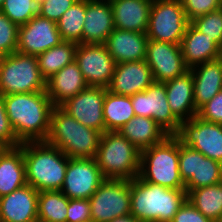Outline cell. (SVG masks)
I'll use <instances>...</instances> for the list:
<instances>
[{
  "label": "cell",
  "mask_w": 222,
  "mask_h": 222,
  "mask_svg": "<svg viewBox=\"0 0 222 222\" xmlns=\"http://www.w3.org/2000/svg\"><path fill=\"white\" fill-rule=\"evenodd\" d=\"M154 82L152 71L146 60L120 62L107 90L118 95L132 96L145 91Z\"/></svg>",
  "instance_id": "obj_18"
},
{
  "label": "cell",
  "mask_w": 222,
  "mask_h": 222,
  "mask_svg": "<svg viewBox=\"0 0 222 222\" xmlns=\"http://www.w3.org/2000/svg\"><path fill=\"white\" fill-rule=\"evenodd\" d=\"M69 198L60 190L41 191L38 196V220L66 222Z\"/></svg>",
  "instance_id": "obj_33"
},
{
  "label": "cell",
  "mask_w": 222,
  "mask_h": 222,
  "mask_svg": "<svg viewBox=\"0 0 222 222\" xmlns=\"http://www.w3.org/2000/svg\"><path fill=\"white\" fill-rule=\"evenodd\" d=\"M110 222H140V221L135 217H133L131 214H129L127 216L114 218Z\"/></svg>",
  "instance_id": "obj_43"
},
{
  "label": "cell",
  "mask_w": 222,
  "mask_h": 222,
  "mask_svg": "<svg viewBox=\"0 0 222 222\" xmlns=\"http://www.w3.org/2000/svg\"><path fill=\"white\" fill-rule=\"evenodd\" d=\"M135 116L131 96L118 95L106 91L103 117L106 131H118Z\"/></svg>",
  "instance_id": "obj_29"
},
{
  "label": "cell",
  "mask_w": 222,
  "mask_h": 222,
  "mask_svg": "<svg viewBox=\"0 0 222 222\" xmlns=\"http://www.w3.org/2000/svg\"><path fill=\"white\" fill-rule=\"evenodd\" d=\"M107 88L88 86L60 107L84 126L105 132L103 104Z\"/></svg>",
  "instance_id": "obj_16"
},
{
  "label": "cell",
  "mask_w": 222,
  "mask_h": 222,
  "mask_svg": "<svg viewBox=\"0 0 222 222\" xmlns=\"http://www.w3.org/2000/svg\"><path fill=\"white\" fill-rule=\"evenodd\" d=\"M105 180L95 158H69L61 192L69 199H89Z\"/></svg>",
  "instance_id": "obj_14"
},
{
  "label": "cell",
  "mask_w": 222,
  "mask_h": 222,
  "mask_svg": "<svg viewBox=\"0 0 222 222\" xmlns=\"http://www.w3.org/2000/svg\"><path fill=\"white\" fill-rule=\"evenodd\" d=\"M148 41L146 33L115 28L105 45L117 64L145 60Z\"/></svg>",
  "instance_id": "obj_21"
},
{
  "label": "cell",
  "mask_w": 222,
  "mask_h": 222,
  "mask_svg": "<svg viewBox=\"0 0 222 222\" xmlns=\"http://www.w3.org/2000/svg\"><path fill=\"white\" fill-rule=\"evenodd\" d=\"M171 222H216L205 217L188 199L180 206Z\"/></svg>",
  "instance_id": "obj_42"
},
{
  "label": "cell",
  "mask_w": 222,
  "mask_h": 222,
  "mask_svg": "<svg viewBox=\"0 0 222 222\" xmlns=\"http://www.w3.org/2000/svg\"><path fill=\"white\" fill-rule=\"evenodd\" d=\"M5 55H3L1 52H0V66L2 64V61H3V58H4Z\"/></svg>",
  "instance_id": "obj_45"
},
{
  "label": "cell",
  "mask_w": 222,
  "mask_h": 222,
  "mask_svg": "<svg viewBox=\"0 0 222 222\" xmlns=\"http://www.w3.org/2000/svg\"><path fill=\"white\" fill-rule=\"evenodd\" d=\"M3 100L20 143L46 140L54 108L46 91L3 95Z\"/></svg>",
  "instance_id": "obj_1"
},
{
  "label": "cell",
  "mask_w": 222,
  "mask_h": 222,
  "mask_svg": "<svg viewBox=\"0 0 222 222\" xmlns=\"http://www.w3.org/2000/svg\"><path fill=\"white\" fill-rule=\"evenodd\" d=\"M88 87L75 60L46 80V93L54 107H60Z\"/></svg>",
  "instance_id": "obj_22"
},
{
  "label": "cell",
  "mask_w": 222,
  "mask_h": 222,
  "mask_svg": "<svg viewBox=\"0 0 222 222\" xmlns=\"http://www.w3.org/2000/svg\"><path fill=\"white\" fill-rule=\"evenodd\" d=\"M39 192L29 184L0 197V222L38 220Z\"/></svg>",
  "instance_id": "obj_19"
},
{
  "label": "cell",
  "mask_w": 222,
  "mask_h": 222,
  "mask_svg": "<svg viewBox=\"0 0 222 222\" xmlns=\"http://www.w3.org/2000/svg\"><path fill=\"white\" fill-rule=\"evenodd\" d=\"M184 63L188 69L207 61L215 60L221 56V47L196 30L191 24L188 25L180 43Z\"/></svg>",
  "instance_id": "obj_25"
},
{
  "label": "cell",
  "mask_w": 222,
  "mask_h": 222,
  "mask_svg": "<svg viewBox=\"0 0 222 222\" xmlns=\"http://www.w3.org/2000/svg\"><path fill=\"white\" fill-rule=\"evenodd\" d=\"M165 87L170 109L180 122L197 115L198 111L194 104L193 77L190 70L165 82Z\"/></svg>",
  "instance_id": "obj_26"
},
{
  "label": "cell",
  "mask_w": 222,
  "mask_h": 222,
  "mask_svg": "<svg viewBox=\"0 0 222 222\" xmlns=\"http://www.w3.org/2000/svg\"><path fill=\"white\" fill-rule=\"evenodd\" d=\"M197 116L208 122L222 124V90L198 110Z\"/></svg>",
  "instance_id": "obj_41"
},
{
  "label": "cell",
  "mask_w": 222,
  "mask_h": 222,
  "mask_svg": "<svg viewBox=\"0 0 222 222\" xmlns=\"http://www.w3.org/2000/svg\"><path fill=\"white\" fill-rule=\"evenodd\" d=\"M23 143L0 155V197L26 185Z\"/></svg>",
  "instance_id": "obj_28"
},
{
  "label": "cell",
  "mask_w": 222,
  "mask_h": 222,
  "mask_svg": "<svg viewBox=\"0 0 222 222\" xmlns=\"http://www.w3.org/2000/svg\"><path fill=\"white\" fill-rule=\"evenodd\" d=\"M187 199L205 217L219 222L222 218V182L188 190Z\"/></svg>",
  "instance_id": "obj_30"
},
{
  "label": "cell",
  "mask_w": 222,
  "mask_h": 222,
  "mask_svg": "<svg viewBox=\"0 0 222 222\" xmlns=\"http://www.w3.org/2000/svg\"><path fill=\"white\" fill-rule=\"evenodd\" d=\"M131 212L140 222H171L187 199L185 189H169L141 180H130Z\"/></svg>",
  "instance_id": "obj_2"
},
{
  "label": "cell",
  "mask_w": 222,
  "mask_h": 222,
  "mask_svg": "<svg viewBox=\"0 0 222 222\" xmlns=\"http://www.w3.org/2000/svg\"><path fill=\"white\" fill-rule=\"evenodd\" d=\"M77 0H43L40 16L57 22Z\"/></svg>",
  "instance_id": "obj_40"
},
{
  "label": "cell",
  "mask_w": 222,
  "mask_h": 222,
  "mask_svg": "<svg viewBox=\"0 0 222 222\" xmlns=\"http://www.w3.org/2000/svg\"><path fill=\"white\" fill-rule=\"evenodd\" d=\"M179 173L187 192L222 182V163L207 158L179 140Z\"/></svg>",
  "instance_id": "obj_10"
},
{
  "label": "cell",
  "mask_w": 222,
  "mask_h": 222,
  "mask_svg": "<svg viewBox=\"0 0 222 222\" xmlns=\"http://www.w3.org/2000/svg\"><path fill=\"white\" fill-rule=\"evenodd\" d=\"M189 24L180 0H153L146 34L150 40L180 45Z\"/></svg>",
  "instance_id": "obj_8"
},
{
  "label": "cell",
  "mask_w": 222,
  "mask_h": 222,
  "mask_svg": "<svg viewBox=\"0 0 222 222\" xmlns=\"http://www.w3.org/2000/svg\"><path fill=\"white\" fill-rule=\"evenodd\" d=\"M140 157L141 151L118 131H106L95 159L105 179L133 180L140 171Z\"/></svg>",
  "instance_id": "obj_6"
},
{
  "label": "cell",
  "mask_w": 222,
  "mask_h": 222,
  "mask_svg": "<svg viewBox=\"0 0 222 222\" xmlns=\"http://www.w3.org/2000/svg\"><path fill=\"white\" fill-rule=\"evenodd\" d=\"M153 0H112L116 29L146 33Z\"/></svg>",
  "instance_id": "obj_24"
},
{
  "label": "cell",
  "mask_w": 222,
  "mask_h": 222,
  "mask_svg": "<svg viewBox=\"0 0 222 222\" xmlns=\"http://www.w3.org/2000/svg\"><path fill=\"white\" fill-rule=\"evenodd\" d=\"M41 11L39 0H4L0 12L7 16L17 26L28 23Z\"/></svg>",
  "instance_id": "obj_34"
},
{
  "label": "cell",
  "mask_w": 222,
  "mask_h": 222,
  "mask_svg": "<svg viewBox=\"0 0 222 222\" xmlns=\"http://www.w3.org/2000/svg\"><path fill=\"white\" fill-rule=\"evenodd\" d=\"M145 60L152 71L154 82L158 83H165L189 70L179 44L149 39Z\"/></svg>",
  "instance_id": "obj_15"
},
{
  "label": "cell",
  "mask_w": 222,
  "mask_h": 222,
  "mask_svg": "<svg viewBox=\"0 0 222 222\" xmlns=\"http://www.w3.org/2000/svg\"><path fill=\"white\" fill-rule=\"evenodd\" d=\"M0 143L7 148H14L21 145L17 140L13 127L8 119L3 95L0 93Z\"/></svg>",
  "instance_id": "obj_38"
},
{
  "label": "cell",
  "mask_w": 222,
  "mask_h": 222,
  "mask_svg": "<svg viewBox=\"0 0 222 222\" xmlns=\"http://www.w3.org/2000/svg\"><path fill=\"white\" fill-rule=\"evenodd\" d=\"M66 222H91L89 199H69Z\"/></svg>",
  "instance_id": "obj_39"
},
{
  "label": "cell",
  "mask_w": 222,
  "mask_h": 222,
  "mask_svg": "<svg viewBox=\"0 0 222 222\" xmlns=\"http://www.w3.org/2000/svg\"><path fill=\"white\" fill-rule=\"evenodd\" d=\"M175 136L185 146L222 163V124L205 121L196 115L181 122Z\"/></svg>",
  "instance_id": "obj_12"
},
{
  "label": "cell",
  "mask_w": 222,
  "mask_h": 222,
  "mask_svg": "<svg viewBox=\"0 0 222 222\" xmlns=\"http://www.w3.org/2000/svg\"><path fill=\"white\" fill-rule=\"evenodd\" d=\"M190 24L202 34L212 38L222 48V7L196 17Z\"/></svg>",
  "instance_id": "obj_35"
},
{
  "label": "cell",
  "mask_w": 222,
  "mask_h": 222,
  "mask_svg": "<svg viewBox=\"0 0 222 222\" xmlns=\"http://www.w3.org/2000/svg\"><path fill=\"white\" fill-rule=\"evenodd\" d=\"M138 177L165 188L185 189L179 173V139L175 135L141 151Z\"/></svg>",
  "instance_id": "obj_5"
},
{
  "label": "cell",
  "mask_w": 222,
  "mask_h": 222,
  "mask_svg": "<svg viewBox=\"0 0 222 222\" xmlns=\"http://www.w3.org/2000/svg\"><path fill=\"white\" fill-rule=\"evenodd\" d=\"M118 132L139 151L157 145L169 136L152 118L136 115Z\"/></svg>",
  "instance_id": "obj_27"
},
{
  "label": "cell",
  "mask_w": 222,
  "mask_h": 222,
  "mask_svg": "<svg viewBox=\"0 0 222 222\" xmlns=\"http://www.w3.org/2000/svg\"><path fill=\"white\" fill-rule=\"evenodd\" d=\"M110 1L86 0L82 44H105L115 29Z\"/></svg>",
  "instance_id": "obj_20"
},
{
  "label": "cell",
  "mask_w": 222,
  "mask_h": 222,
  "mask_svg": "<svg viewBox=\"0 0 222 222\" xmlns=\"http://www.w3.org/2000/svg\"><path fill=\"white\" fill-rule=\"evenodd\" d=\"M19 26L0 12V52L9 55L17 50Z\"/></svg>",
  "instance_id": "obj_36"
},
{
  "label": "cell",
  "mask_w": 222,
  "mask_h": 222,
  "mask_svg": "<svg viewBox=\"0 0 222 222\" xmlns=\"http://www.w3.org/2000/svg\"><path fill=\"white\" fill-rule=\"evenodd\" d=\"M7 147H5L3 144L0 143V155L3 153V151L6 149Z\"/></svg>",
  "instance_id": "obj_44"
},
{
  "label": "cell",
  "mask_w": 222,
  "mask_h": 222,
  "mask_svg": "<svg viewBox=\"0 0 222 222\" xmlns=\"http://www.w3.org/2000/svg\"><path fill=\"white\" fill-rule=\"evenodd\" d=\"M189 70L193 77L194 104L198 111L222 90V59L207 61Z\"/></svg>",
  "instance_id": "obj_23"
},
{
  "label": "cell",
  "mask_w": 222,
  "mask_h": 222,
  "mask_svg": "<svg viewBox=\"0 0 222 222\" xmlns=\"http://www.w3.org/2000/svg\"><path fill=\"white\" fill-rule=\"evenodd\" d=\"M75 62L88 86H109L116 63L105 44H77Z\"/></svg>",
  "instance_id": "obj_13"
},
{
  "label": "cell",
  "mask_w": 222,
  "mask_h": 222,
  "mask_svg": "<svg viewBox=\"0 0 222 222\" xmlns=\"http://www.w3.org/2000/svg\"><path fill=\"white\" fill-rule=\"evenodd\" d=\"M101 136L100 131L84 126L61 107H54L45 142L69 158H95Z\"/></svg>",
  "instance_id": "obj_4"
},
{
  "label": "cell",
  "mask_w": 222,
  "mask_h": 222,
  "mask_svg": "<svg viewBox=\"0 0 222 222\" xmlns=\"http://www.w3.org/2000/svg\"><path fill=\"white\" fill-rule=\"evenodd\" d=\"M91 222H110L131 212L130 180L105 179L89 198Z\"/></svg>",
  "instance_id": "obj_9"
},
{
  "label": "cell",
  "mask_w": 222,
  "mask_h": 222,
  "mask_svg": "<svg viewBox=\"0 0 222 222\" xmlns=\"http://www.w3.org/2000/svg\"><path fill=\"white\" fill-rule=\"evenodd\" d=\"M131 102L136 116L152 118L169 135L179 132L181 122L170 109L165 83L153 82L145 91L133 94Z\"/></svg>",
  "instance_id": "obj_11"
},
{
  "label": "cell",
  "mask_w": 222,
  "mask_h": 222,
  "mask_svg": "<svg viewBox=\"0 0 222 222\" xmlns=\"http://www.w3.org/2000/svg\"><path fill=\"white\" fill-rule=\"evenodd\" d=\"M46 91V80L41 76L36 56L15 51L3 58L0 66L2 95Z\"/></svg>",
  "instance_id": "obj_7"
},
{
  "label": "cell",
  "mask_w": 222,
  "mask_h": 222,
  "mask_svg": "<svg viewBox=\"0 0 222 222\" xmlns=\"http://www.w3.org/2000/svg\"><path fill=\"white\" fill-rule=\"evenodd\" d=\"M86 0H77L56 22L63 41L82 44Z\"/></svg>",
  "instance_id": "obj_32"
},
{
  "label": "cell",
  "mask_w": 222,
  "mask_h": 222,
  "mask_svg": "<svg viewBox=\"0 0 222 222\" xmlns=\"http://www.w3.org/2000/svg\"><path fill=\"white\" fill-rule=\"evenodd\" d=\"M189 21L222 7L221 0H180Z\"/></svg>",
  "instance_id": "obj_37"
},
{
  "label": "cell",
  "mask_w": 222,
  "mask_h": 222,
  "mask_svg": "<svg viewBox=\"0 0 222 222\" xmlns=\"http://www.w3.org/2000/svg\"><path fill=\"white\" fill-rule=\"evenodd\" d=\"M62 41L57 23L36 15L25 25L19 26L16 51L38 56Z\"/></svg>",
  "instance_id": "obj_17"
},
{
  "label": "cell",
  "mask_w": 222,
  "mask_h": 222,
  "mask_svg": "<svg viewBox=\"0 0 222 222\" xmlns=\"http://www.w3.org/2000/svg\"><path fill=\"white\" fill-rule=\"evenodd\" d=\"M77 43L62 41L60 44L36 56L41 76L48 80L64 66L75 60Z\"/></svg>",
  "instance_id": "obj_31"
},
{
  "label": "cell",
  "mask_w": 222,
  "mask_h": 222,
  "mask_svg": "<svg viewBox=\"0 0 222 222\" xmlns=\"http://www.w3.org/2000/svg\"><path fill=\"white\" fill-rule=\"evenodd\" d=\"M4 0H0V6L3 4Z\"/></svg>",
  "instance_id": "obj_46"
},
{
  "label": "cell",
  "mask_w": 222,
  "mask_h": 222,
  "mask_svg": "<svg viewBox=\"0 0 222 222\" xmlns=\"http://www.w3.org/2000/svg\"><path fill=\"white\" fill-rule=\"evenodd\" d=\"M26 182L38 192L61 190L68 157L45 141L24 142Z\"/></svg>",
  "instance_id": "obj_3"
}]
</instances>
